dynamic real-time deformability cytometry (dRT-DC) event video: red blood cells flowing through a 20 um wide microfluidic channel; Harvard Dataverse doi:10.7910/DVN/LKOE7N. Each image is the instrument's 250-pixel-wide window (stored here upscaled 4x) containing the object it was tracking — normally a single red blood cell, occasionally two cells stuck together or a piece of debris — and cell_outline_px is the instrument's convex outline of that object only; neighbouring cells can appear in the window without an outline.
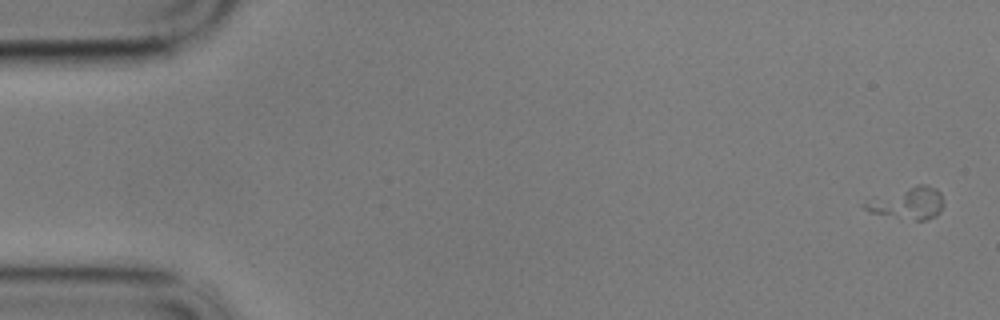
{"species": "common noctule bat (a hibernating species)", "species_latin": "Nyctalus noctula", "temperature_condition": "cold", "stored_images_in_passage": 2, "camera_frame_rate_fps": 3000, "um_per_image_px": 0.085, "animal": {"sex": "male", "body_mass_g": 17.9}, "frame": {"image": 1, "passage_image": 2, "time_ms": 0.333, "image_size_px": [1000, 320], "cell_outline_px": [[944, 204], [940, 212], [936, 216], [924, 220], [916, 220], [868, 212], [860, 204], [916, 184], [928, 184], [936, 188], [940, 192]], "centroid_in_image_um": [77.23, 17.26], "position_along_channel_um": 7.8, "area_um2": 14.33}}